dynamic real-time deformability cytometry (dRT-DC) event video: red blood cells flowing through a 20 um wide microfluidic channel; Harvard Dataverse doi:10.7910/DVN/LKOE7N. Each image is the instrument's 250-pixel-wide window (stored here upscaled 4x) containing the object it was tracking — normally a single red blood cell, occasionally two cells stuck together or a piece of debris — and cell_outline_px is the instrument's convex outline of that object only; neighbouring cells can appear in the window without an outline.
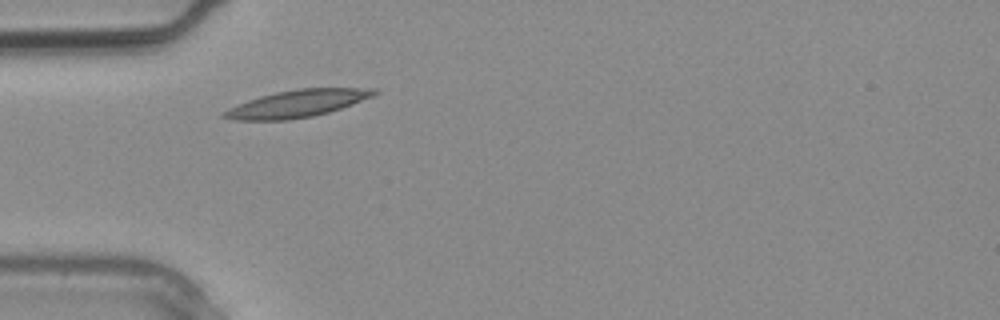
{"species": "common noctule bat (a hibernating species)", "species_latin": "Nyctalus noctula", "temperature_condition": "warm", "stored_images_in_passage": 3, "camera_frame_rate_fps": 3000, "um_per_image_px": 0.085, "animal": {"sex": "male", "body_mass_g": 20.4}, "frame": {"image": 1, "passage_image": 3, "time_ms": 0.667, "image_size_px": [1000, 320], "cell_outline_px": [[380, 92], [372, 96], [352, 104], [328, 112], [312, 116], [288, 120], [236, 120], [220, 116], [220, 112], [228, 108], [248, 100], [260, 96], [276, 92], [300, 88], [376, 88]], "centroid_in_image_um": [25.23, 8.8], "position_along_channel_um": 59.8, "area_um2": 23.7}}